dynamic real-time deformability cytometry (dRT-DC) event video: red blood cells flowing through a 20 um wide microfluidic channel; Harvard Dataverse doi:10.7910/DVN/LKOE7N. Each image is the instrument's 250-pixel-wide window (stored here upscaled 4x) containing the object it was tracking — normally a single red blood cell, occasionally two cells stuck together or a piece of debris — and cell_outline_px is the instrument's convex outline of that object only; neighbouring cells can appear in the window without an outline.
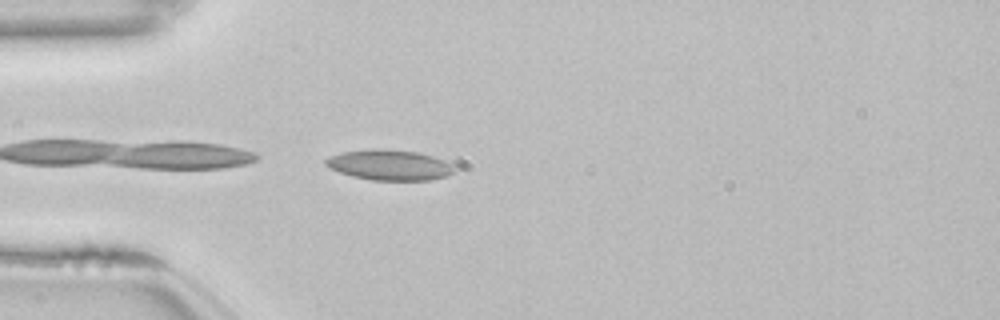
{"species": "common noctule bat (a hibernating species)", "species_latin": "Nyctalus noctula", "temperature_condition": "room temperature", "stored_images_in_passage": 15, "camera_frame_rate_fps": 3000, "um_per_image_px": 0.085, "animal": {"sex": "female", "body_mass_g": 22.7, "forearm_length_mm": 54.2}, "frame": {"image": 1, "passage_image": 15, "time_ms": 4.667, "image_size_px": [1000, 320], "cell_outline_px": [[456, 168], [448, 176], [432, 180], [372, 180], [352, 176], [328, 168], [324, 164], [324, 160], [328, 156], [340, 152], [372, 148], [384, 148], [416, 152], [432, 156], [444, 160], [452, 164]], "centroid_in_image_um": [33.07, 14.01], "position_along_channel_um": 51.9, "area_um2": 23.12}}